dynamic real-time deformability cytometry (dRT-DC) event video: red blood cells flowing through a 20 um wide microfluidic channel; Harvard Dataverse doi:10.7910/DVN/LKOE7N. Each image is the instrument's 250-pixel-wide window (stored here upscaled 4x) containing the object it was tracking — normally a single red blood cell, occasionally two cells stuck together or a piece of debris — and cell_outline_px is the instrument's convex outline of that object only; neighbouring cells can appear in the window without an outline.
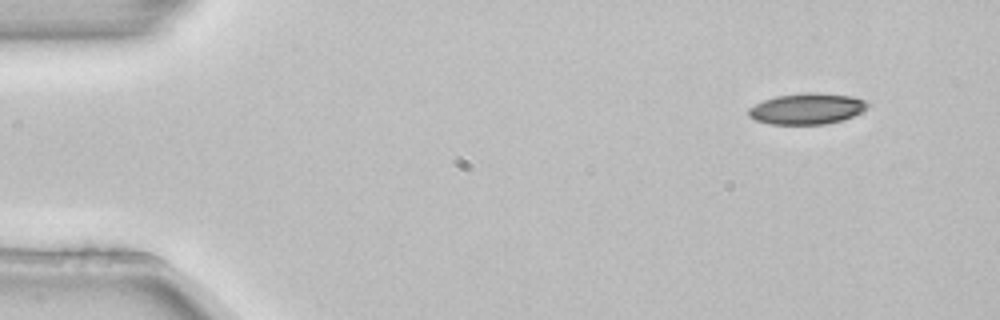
{"species": "common noctule bat (a hibernating species)", "species_latin": "Nyctalus noctula", "temperature_condition": "room temperature", "stored_images_in_passage": 4, "camera_frame_rate_fps": 3000, "um_per_image_px": 0.085, "animal": {"sex": "female", "body_mass_g": 22.7, "forearm_length_mm": 54.2}, "frame": {"image": 1, "passage_image": 1, "time_ms": 0.0, "image_size_px": [1000, 320], "cell_outline_px": [[868, 108], [852, 116], [840, 120], [824, 124], [772, 124], [756, 120], [748, 116], [748, 108], [764, 100], [776, 96], [804, 92], [816, 92], [852, 96], [864, 100], [868, 104]], "centroid_in_image_um": [68.57, 9.23], "position_along_channel_um": 16.4, "area_um2": 21.39}}
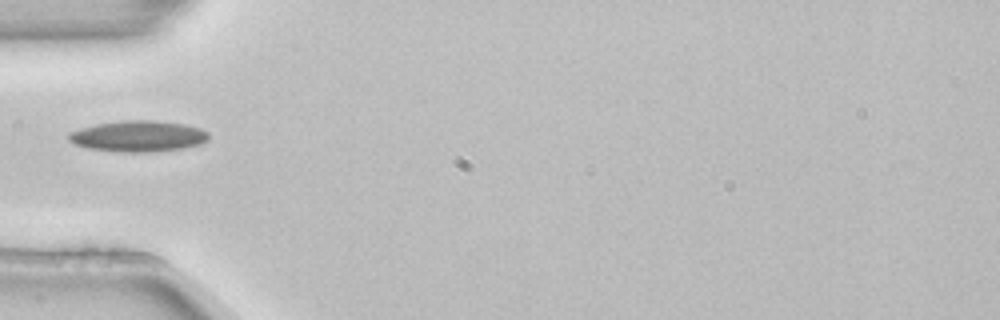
{"frame": {"image": 2, "passage_image": 4, "time_ms": 1.0, "image_size_px": [1000, 320], "cell_outline_px": [[208, 140], [200, 144], [184, 148], [152, 152], [120, 152], [88, 148], [76, 144], [68, 140], [68, 132], [80, 128], [96, 124], [124, 120], [152, 120], [184, 124], [200, 128], [208, 132]], "centroid_in_image_um": [11.75, 11.58], "position_along_channel_um": 73.3, "area_um2": 25.37}}